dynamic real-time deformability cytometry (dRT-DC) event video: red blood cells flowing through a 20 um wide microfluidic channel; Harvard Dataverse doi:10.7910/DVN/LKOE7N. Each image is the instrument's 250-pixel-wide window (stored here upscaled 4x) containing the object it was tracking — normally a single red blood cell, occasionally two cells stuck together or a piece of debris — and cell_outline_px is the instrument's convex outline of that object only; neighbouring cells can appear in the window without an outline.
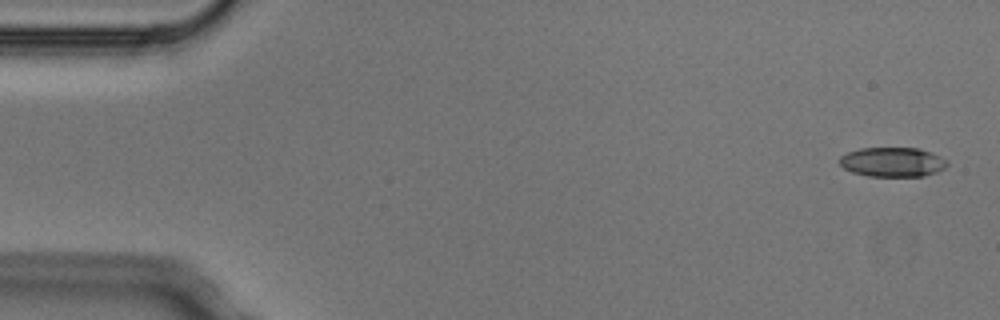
{"species": "Egyptian fruit bat (a non-hibernating species)", "species_latin": "Rousettus aegyptiacus", "temperature_condition": "cold", "stored_images_in_passage": 3, "camera_frame_rate_fps": 3000, "um_per_image_px": 0.085, "animal": {"sex": "male"}, "frame": {"image": 1, "passage_image": 1, "time_ms": 0.0, "image_size_px": [1000, 320], "cell_outline_px": [[948, 164], [944, 168], [936, 172], [924, 176], [868, 176], [852, 172], [844, 168], [840, 164], [840, 156], [848, 152], [860, 148], [920, 148], [932, 152], [948, 160]], "centroid_in_image_um": [75.88, 13.77], "position_along_channel_um": 9.1, "area_um2": 18.55}}